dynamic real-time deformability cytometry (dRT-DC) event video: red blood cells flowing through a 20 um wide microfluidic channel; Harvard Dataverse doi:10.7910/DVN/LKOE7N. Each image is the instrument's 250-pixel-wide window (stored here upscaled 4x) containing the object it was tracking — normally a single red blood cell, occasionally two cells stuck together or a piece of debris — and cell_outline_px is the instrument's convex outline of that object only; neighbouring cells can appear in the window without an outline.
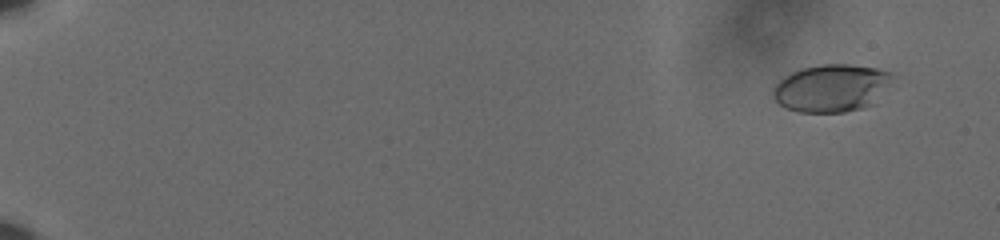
{"species": "human", "species_latin": "Homo sapiens", "temperature_condition": "cold", "stored_images_in_passage": 62, "camera_frame_rate_fps": 3000, "um_per_image_px": 0.085, "donor": {"sex": "male"}, "frame": {"image": 1, "passage_image": 6, "time_ms": 1.667, "image_size_px": [1000, 240], "cell_outline_px": [[896, 76], [876, 104], [864, 108], [844, 112], [800, 112], [784, 108], [776, 100], [772, 92], [776, 84], [784, 76], [800, 68], [820, 64], [848, 64], [876, 68], [892, 72]], "centroid_in_image_um": [70.74, 7.48], "position_along_channel_um": 14.3, "area_um2": 33.64}}
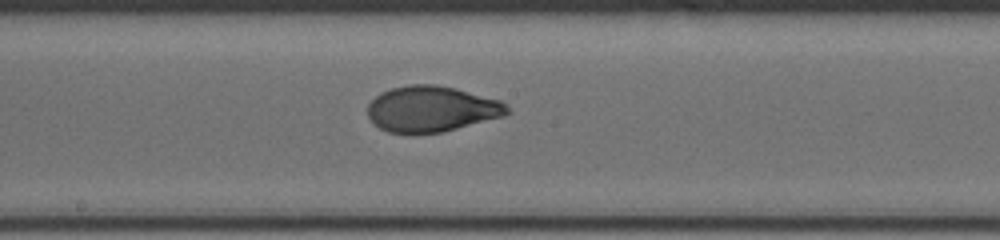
{"frame": {"image": 2, "passage_image": 38, "time_ms": 12.333, "image_size_px": [1000, 240], "cell_outline_px": [[512, 112], [504, 116], [440, 132], [388, 132], [372, 124], [368, 116], [368, 104], [380, 92], [392, 88], [408, 84], [436, 84], [456, 88], [500, 100], [508, 104]], "centroid_in_image_um": [36.69, 9.24], "position_along_channel_um": 211.5, "area_um2": 37.22}}
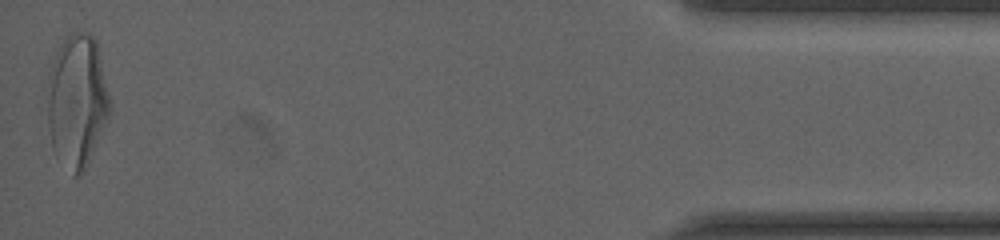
{"frame": {"image": 3, "passage_image": 62, "time_ms": 20.333, "image_size_px": [1000, 240], "cell_outline_px": [[108, 116], [88, 164], [80, 176], [72, 176], [52, 148], [48, 124], [48, 100], [52, 64], [56, 52], [64, 40], [72, 32], [88, 32], [96, 40], [108, 96]], "centroid_in_image_um": [6.53, 8.61], "position_along_channel_um": 428.7, "area_um2": 47.11}, "authors_computed_cell_mechanics": {"area_um2": 37.0209, "velocity_mm_per_s": 3.6131, "shape_relaxation_time_tau1_ms": 3.6601, "shape_relaxation_time_tau2_ms": 0.8588, "deformation_change_tau1": 0.1728, "deformation_change_tau2": 0.0514}}